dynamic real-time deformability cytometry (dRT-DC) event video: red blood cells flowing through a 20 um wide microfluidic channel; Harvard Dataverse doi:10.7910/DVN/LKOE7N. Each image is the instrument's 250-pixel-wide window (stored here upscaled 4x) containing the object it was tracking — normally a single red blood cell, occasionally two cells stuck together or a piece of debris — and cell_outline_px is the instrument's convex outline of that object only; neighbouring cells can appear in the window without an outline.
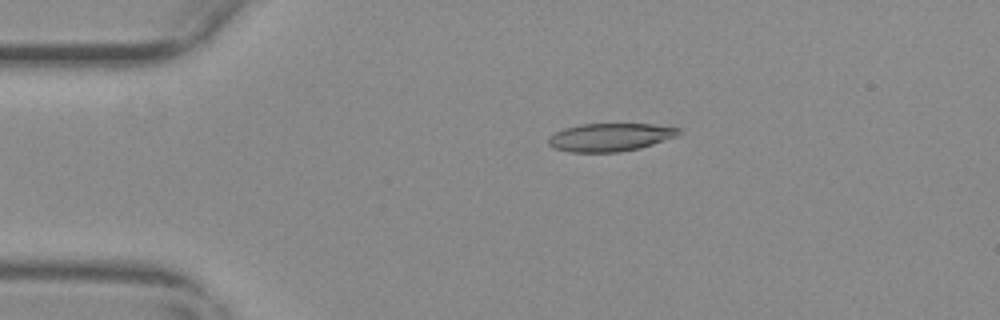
{"species": "common noctule bat (a hibernating species)", "species_latin": "Nyctalus noctula", "temperature_condition": "warm", "stored_images_in_passage": 56, "camera_frame_rate_fps": 3000, "um_per_image_px": 0.085, "animal": {"sex": "female", "body_mass_g": 29.2, "forearm_length_mm": 56.3}, "frame": {"image": 1, "passage_image": 12, "time_ms": 3.667, "image_size_px": [1000, 320], "cell_outline_px": [[680, 132], [676, 136], [640, 148], [620, 152], [572, 152], [556, 148], [548, 144], [548, 136], [564, 128], [580, 124], [652, 124], [680, 128]], "centroid_in_image_um": [51.84, 11.66], "position_along_channel_um": 33.2, "area_um2": 21.15}}
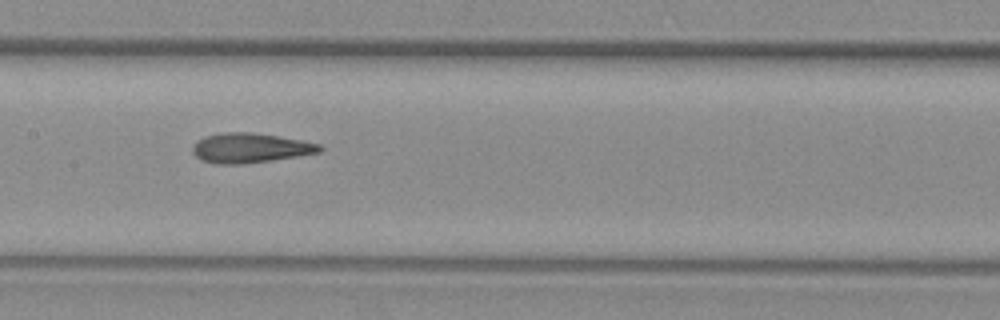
{"frame": {"image": 2, "passage_image": 28, "time_ms": 9.0, "image_size_px": [1000, 320], "cell_outline_px": [[324, 148], [320, 152], [296, 156], [244, 164], [216, 164], [204, 160], [196, 156], [192, 152], [192, 148], [196, 140], [204, 136], [220, 132], [252, 132], [300, 140], [320, 144]], "centroid_in_image_um": [21.22, 12.57], "position_along_channel_um": 186.2, "area_um2": 21.91}}
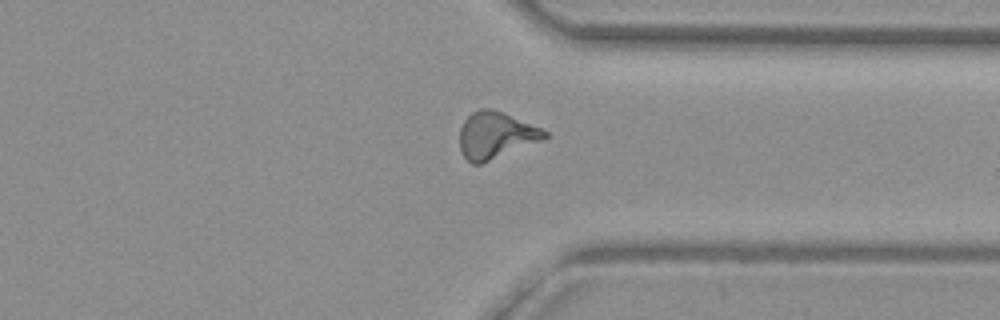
{"frame": {"image": 3, "passage_image": 43, "time_ms": 14.0, "image_size_px": [1000, 320], "cell_outline_px": [[548, 136], [544, 140], [480, 164], [472, 164], [464, 156], [460, 148], [460, 128], [464, 120], [472, 112], [480, 108], [492, 108], [504, 112], [540, 128], [548, 132]], "centroid_in_image_um": [42.14, 11.49], "position_along_channel_um": 369.3, "area_um2": 23.12}, "authors_computed_cell_mechanics": {"area_um2": 21.5305, "velocity_mm_per_s": 3.7077, "shape_relaxation_time_tau1_ms": null, "shape_relaxation_time_tau2_ms": 2.5736, "deformation_change_tau1": null, "deformation_change_tau2": 0.1245}}